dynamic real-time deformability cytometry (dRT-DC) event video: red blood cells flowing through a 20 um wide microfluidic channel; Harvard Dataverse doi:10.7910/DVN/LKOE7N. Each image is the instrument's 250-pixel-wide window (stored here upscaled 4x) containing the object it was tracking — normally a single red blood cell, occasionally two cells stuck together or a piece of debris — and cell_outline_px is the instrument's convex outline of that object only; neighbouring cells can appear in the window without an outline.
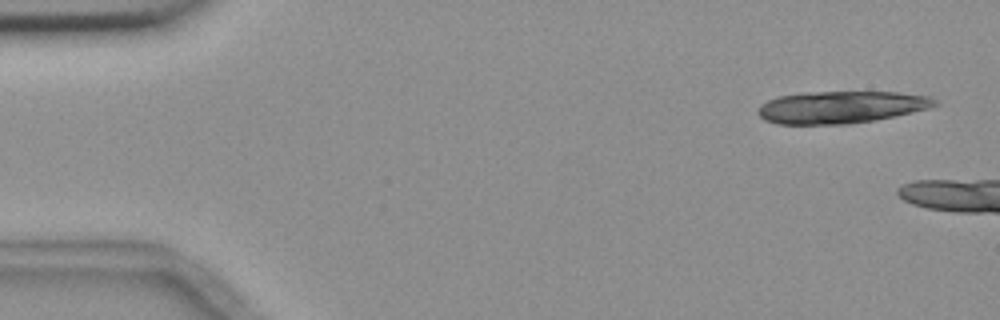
{"species": "common noctule bat (a hibernating species)", "species_latin": "Nyctalus noctula", "temperature_condition": "room temperature", "stored_images_in_passage": 2, "camera_frame_rate_fps": 3000, "um_per_image_px": 0.085, "animal": {"sex": "female", "body_mass_g": 18.4}, "frame": {"image": 1, "passage_image": 1, "time_ms": 0.0, "image_size_px": [1000, 320], "cell_outline_px": [[940, 104], [932, 108], [896, 116], [876, 120], [848, 124], [776, 124], [764, 120], [756, 112], [760, 104], [768, 100], [780, 96], [804, 92], [896, 92], [932, 96]], "centroid_in_image_um": [71.53, 9.11], "position_along_channel_um": 13.5, "area_um2": 33.58}}